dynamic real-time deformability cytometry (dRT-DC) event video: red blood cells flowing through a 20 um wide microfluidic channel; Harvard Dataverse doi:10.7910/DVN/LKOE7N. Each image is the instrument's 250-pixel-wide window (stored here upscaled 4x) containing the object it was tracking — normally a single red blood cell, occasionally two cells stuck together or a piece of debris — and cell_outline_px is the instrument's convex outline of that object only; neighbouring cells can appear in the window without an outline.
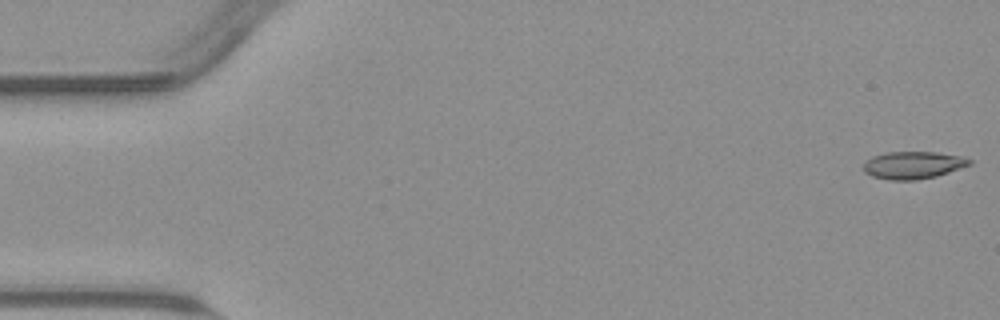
{"species": "common noctule bat (a hibernating species)", "species_latin": "Nyctalus noctula", "temperature_condition": "warm", "stored_images_in_passage": 11, "camera_frame_rate_fps": 3000, "um_per_image_px": 0.085, "animal": {"sex": "male", "body_mass_g": 23.1, "forearm_length_mm": 52.7}, "frame": {"image": 1, "passage_image": 1, "time_ms": 0.0, "image_size_px": [1000, 320], "cell_outline_px": [[972, 164], [936, 176], [916, 180], [888, 180], [872, 176], [864, 172], [864, 160], [872, 156], [884, 152], [936, 152], [964, 156], [972, 160]], "centroid_in_image_um": [77.6, 14.02], "position_along_channel_um": 7.4, "area_um2": 17.11}}